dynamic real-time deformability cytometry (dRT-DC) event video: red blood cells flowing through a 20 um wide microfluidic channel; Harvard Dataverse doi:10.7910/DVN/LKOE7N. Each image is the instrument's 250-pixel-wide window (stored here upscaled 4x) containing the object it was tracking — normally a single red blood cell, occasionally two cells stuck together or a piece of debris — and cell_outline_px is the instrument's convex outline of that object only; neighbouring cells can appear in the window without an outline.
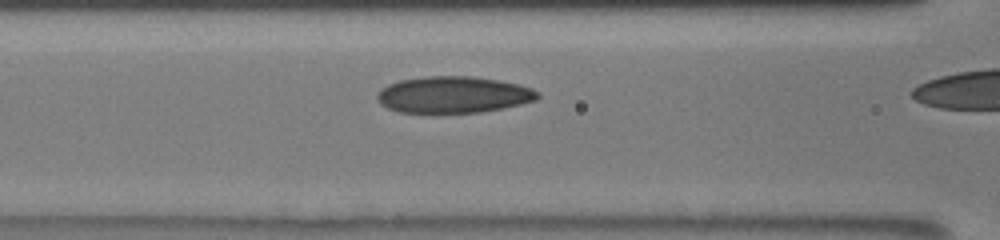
{"species": "human", "species_latin": "Homo sapiens", "temperature_condition": "room temperature", "stored_images_in_passage": 6, "camera_frame_rate_fps": 3000, "um_per_image_px": 0.085, "donor": {"sex": "male"}, "frame": {"image": 1, "passage_image": 5, "time_ms": 1.333, "image_size_px": [1000, 240], "cell_outline_px": [[540, 96], [536, 100], [520, 104], [480, 112], [400, 112], [388, 108], [380, 104], [376, 100], [376, 96], [388, 84], [400, 80], [428, 76], [472, 76], [496, 80], [516, 84], [532, 88], [540, 92]], "centroid_in_image_um": [38.54, 8.04], "position_along_channel_um": 128.1, "area_um2": 33.81}}